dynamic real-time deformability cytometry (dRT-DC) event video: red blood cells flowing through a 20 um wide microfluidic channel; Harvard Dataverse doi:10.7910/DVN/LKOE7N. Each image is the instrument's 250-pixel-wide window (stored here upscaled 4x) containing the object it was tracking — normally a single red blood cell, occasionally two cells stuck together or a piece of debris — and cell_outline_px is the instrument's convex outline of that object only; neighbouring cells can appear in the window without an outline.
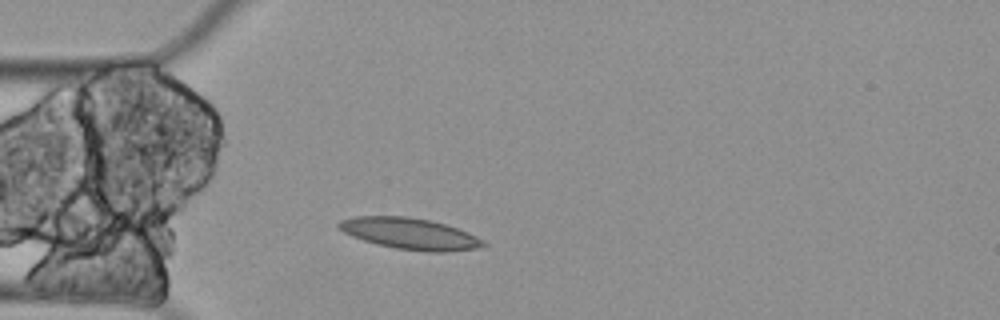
{"species": "Egyptian fruit bat (a non-hibernating species)", "species_latin": "Rousettus aegyptiacus", "temperature_condition": "cold", "stored_images_in_passage": 3, "camera_frame_rate_fps": 3000, "um_per_image_px": 0.085, "animal": {"sex": "female"}, "frame": {"image": 1, "passage_image": 3, "time_ms": 0.667, "image_size_px": [1000, 320], "cell_outline_px": [[488, 244], [484, 248], [448, 252], [424, 252], [396, 248], [376, 244], [352, 236], [336, 228], [336, 224], [340, 220], [356, 216], [408, 216], [428, 220], [444, 224], [468, 232], [484, 240]], "centroid_in_image_um": [34.87, 19.87], "position_along_channel_um": 50.1, "area_um2": 26.65}}